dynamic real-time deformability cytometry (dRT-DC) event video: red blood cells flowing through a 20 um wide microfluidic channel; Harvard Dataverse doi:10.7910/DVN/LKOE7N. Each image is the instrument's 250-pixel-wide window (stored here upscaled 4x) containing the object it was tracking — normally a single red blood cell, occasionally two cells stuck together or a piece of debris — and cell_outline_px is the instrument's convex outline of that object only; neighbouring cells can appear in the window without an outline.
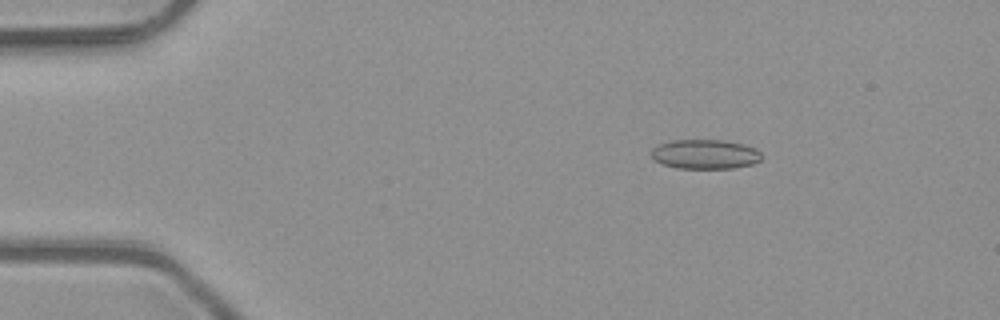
{"species": "common noctule bat (a hibernating species)", "species_latin": "Nyctalus noctula", "temperature_condition": "room temperature", "stored_images_in_passage": 43, "camera_frame_rate_fps": 3000, "um_per_image_px": 0.085, "animal": {"sex": "male", "body_mass_g": 23.1, "forearm_length_mm": 52.7}, "frame": {"image": 1, "passage_image": 1, "time_ms": 0.0, "image_size_px": [1000, 320], "cell_outline_px": [[764, 156], [760, 160], [752, 164], [732, 168], [676, 168], [652, 160], [652, 148], [660, 144], [672, 140], [724, 140], [744, 144], [756, 148]], "centroid_in_image_um": [59.95, 13.1], "position_along_channel_um": 25.0, "area_um2": 19.02}}
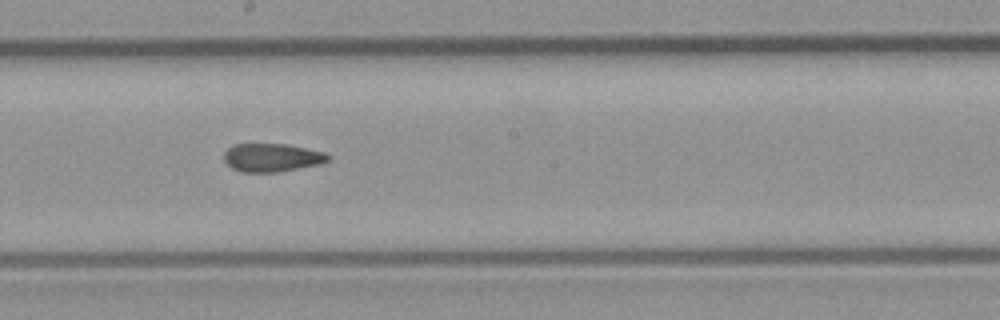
{"frame": {"image": 2, "passage_image": 21, "time_ms": 6.667, "image_size_px": [1000, 320], "cell_outline_px": [[332, 156], [328, 160], [320, 164], [276, 172], [240, 172], [232, 168], [224, 160], [224, 152], [228, 148], [236, 144], [288, 144], [324, 152]], "centroid_in_image_um": [23.11, 13.39], "position_along_channel_um": 225.1, "area_um2": 17.11}}
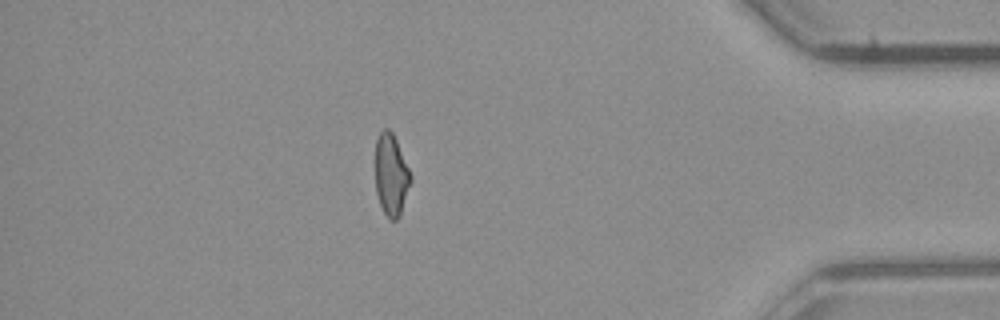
{"frame": {"image": 3, "passage_image": 37, "time_ms": 12.0, "image_size_px": [1000, 320], "cell_outline_px": [[412, 180], [400, 216], [396, 220], [388, 220], [380, 204], [376, 192], [376, 140], [380, 132], [384, 128], [388, 128], [392, 132], [396, 140], [412, 176]], "centroid_in_image_um": [33.26, 14.89], "position_along_channel_um": 401.9, "area_um2": 16.82}, "authors_computed_cell_mechanics": {"area_um2": 17.629, "velocity_mm_per_s": 4.1058, "shape_relaxation_time_tau1_ms": null, "shape_relaxation_time_tau2_ms": 2.934, "deformation_change_tau1": null, "deformation_change_tau2": 0.1182}}